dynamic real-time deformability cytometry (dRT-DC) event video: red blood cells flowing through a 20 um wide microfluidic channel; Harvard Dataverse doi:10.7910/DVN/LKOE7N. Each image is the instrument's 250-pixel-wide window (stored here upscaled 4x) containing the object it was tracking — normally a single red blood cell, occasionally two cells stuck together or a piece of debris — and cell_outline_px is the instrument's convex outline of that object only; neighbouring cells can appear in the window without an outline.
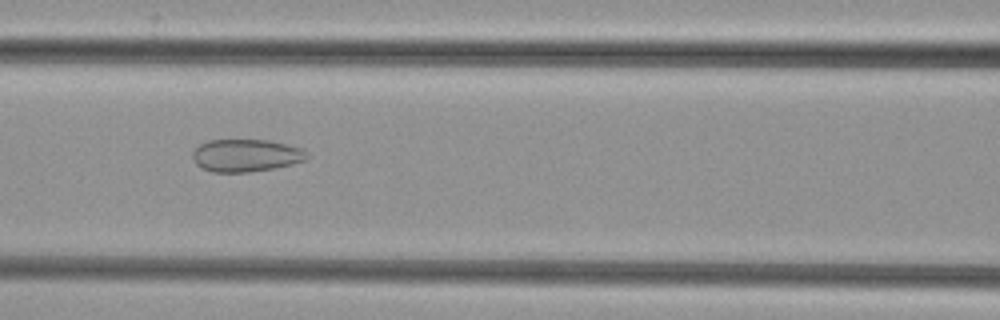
{"species": "common noctule bat (a hibernating species)", "species_latin": "Nyctalus noctula", "temperature_condition": "cold", "stored_images_in_passage": 44, "camera_frame_rate_fps": 3000, "um_per_image_px": 0.085, "animal": {"sex": "female", "body_mass_g": 29.2, "forearm_length_mm": 56.3}, "frame": {"image": 1, "passage_image": 19, "time_ms": 6.0, "image_size_px": [1000, 320], "cell_outline_px": [[308, 156], [304, 160], [292, 164], [272, 168], [248, 172], [212, 172], [200, 168], [192, 160], [192, 152], [200, 144], [208, 140], [268, 140], [288, 144], [300, 148]], "centroid_in_image_um": [20.84, 13.21], "position_along_channel_um": 145.8, "area_um2": 21.62}}
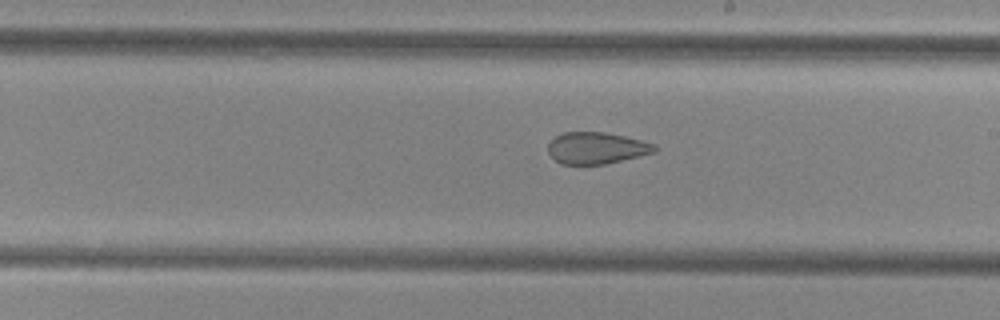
{"frame": {"image": 2, "passage_image": 26, "time_ms": 8.333, "image_size_px": [1000, 320], "cell_outline_px": [[660, 148], [656, 152], [604, 164], [560, 164], [548, 152], [548, 144], [556, 136], [564, 132], [604, 132], [624, 136], [656, 144]], "centroid_in_image_um": [50.73, 12.58], "position_along_channel_um": 238.3, "area_um2": 19.59}}
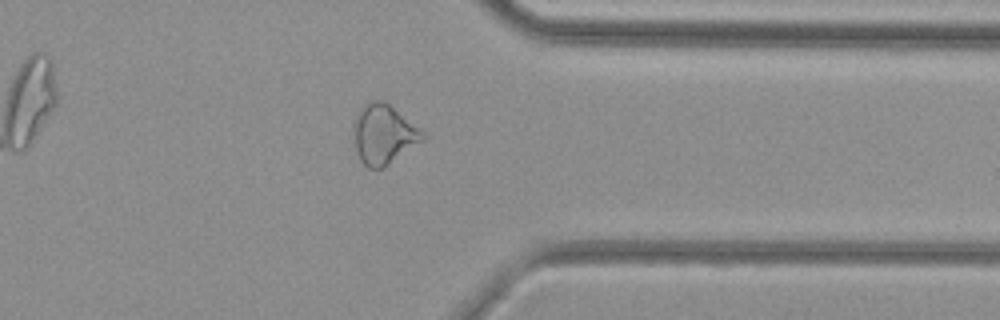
{"frame": {"image": 3, "passage_image": 37, "time_ms": 12.0, "image_size_px": [1000, 320], "cell_outline_px": [[428, 136], [424, 140], [380, 168], [368, 168], [360, 160], [356, 148], [352, 124], [356, 112], [368, 100], [384, 100], [420, 128]], "centroid_in_image_um": [32.59, 11.36], "position_along_channel_um": 378.8, "area_um2": 23.93}}